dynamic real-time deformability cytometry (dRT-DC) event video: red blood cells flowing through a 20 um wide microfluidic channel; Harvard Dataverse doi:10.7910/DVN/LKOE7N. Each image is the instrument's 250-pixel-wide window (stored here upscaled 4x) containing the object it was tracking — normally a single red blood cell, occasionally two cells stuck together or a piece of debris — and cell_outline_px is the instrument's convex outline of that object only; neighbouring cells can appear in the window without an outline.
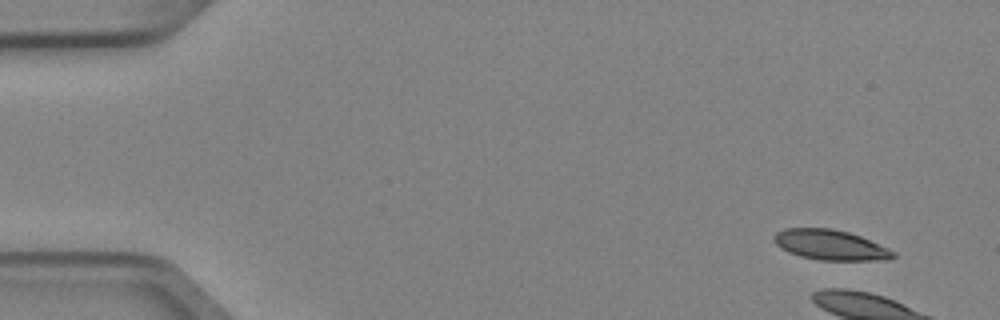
{"species": "Egyptian fruit bat (a non-hibernating species)", "species_latin": "Rousettus aegyptiacus", "temperature_condition": "cold", "stored_images_in_passage": 6, "camera_frame_rate_fps": 3000, "um_per_image_px": 0.085, "animal": {"sex": "female"}, "frame": {"image": 1, "passage_image": 1, "time_ms": 0.0, "image_size_px": [1000, 320], "cell_outline_px": [[896, 256], [888, 260], [820, 260], [800, 256], [788, 252], [780, 248], [772, 240], [772, 236], [776, 232], [784, 228], [832, 228], [848, 232], [860, 236], [888, 248], [896, 252]], "centroid_in_image_um": [70.55, 20.81], "position_along_channel_um": 14.4, "area_um2": 21.1}}